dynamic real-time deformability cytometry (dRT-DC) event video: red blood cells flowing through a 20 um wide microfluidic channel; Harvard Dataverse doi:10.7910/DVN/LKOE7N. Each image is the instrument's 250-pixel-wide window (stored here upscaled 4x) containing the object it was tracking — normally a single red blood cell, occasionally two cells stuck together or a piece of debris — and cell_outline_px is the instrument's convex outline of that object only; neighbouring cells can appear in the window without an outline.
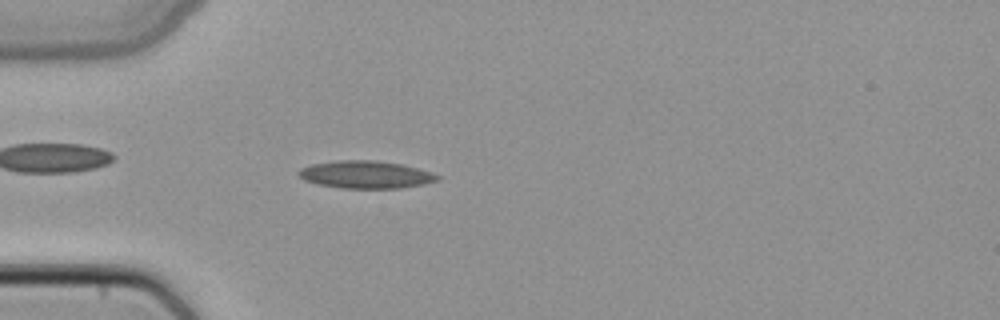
{"species": "common noctule bat (a hibernating species)", "species_latin": "Nyctalus noctula", "temperature_condition": "cold", "stored_images_in_passage": 4, "camera_frame_rate_fps": 3000, "um_per_image_px": 0.085, "animal": {"sex": "female", "body_mass_g": 22.7, "forearm_length_mm": 54.2}, "frame": {"image": 1, "passage_image": 4, "time_ms": 1.0, "image_size_px": [1000, 320], "cell_outline_px": [[440, 180], [424, 184], [400, 188], [340, 188], [320, 184], [304, 180], [296, 172], [300, 168], [312, 164], [336, 160], [376, 160], [404, 164], [432, 172], [440, 176]], "centroid_in_image_um": [31.11, 14.83], "position_along_channel_um": 53.9, "area_um2": 22.43}}